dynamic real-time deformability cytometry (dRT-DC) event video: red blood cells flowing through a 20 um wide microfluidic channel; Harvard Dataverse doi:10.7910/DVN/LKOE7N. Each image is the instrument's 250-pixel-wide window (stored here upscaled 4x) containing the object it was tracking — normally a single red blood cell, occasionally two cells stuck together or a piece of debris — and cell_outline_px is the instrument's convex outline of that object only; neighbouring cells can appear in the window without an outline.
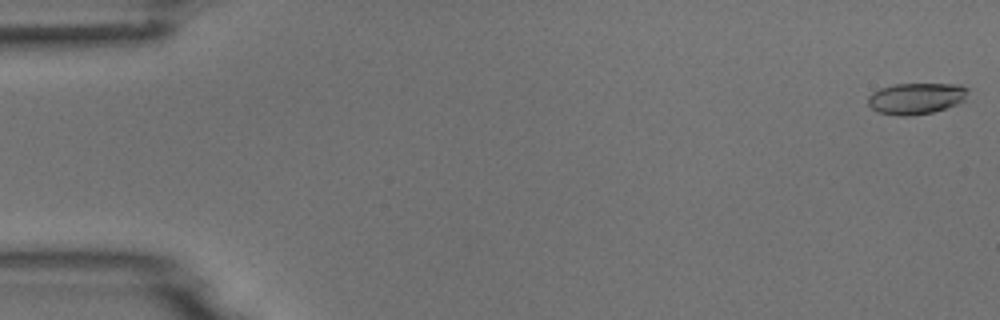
{"species": "common noctule bat (a hibernating species)", "species_latin": "Nyctalus noctula", "temperature_condition": "room temperature", "stored_images_in_passage": 5, "camera_frame_rate_fps": 3000, "um_per_image_px": 0.085, "animal": {"sex": "male", "body_mass_g": 18.8}, "frame": {"image": 1, "passage_image": 1, "time_ms": 0.0, "image_size_px": [1000, 320], "cell_outline_px": [[968, 92], [964, 100], [956, 104], [932, 112], [912, 116], [900, 116], [876, 112], [868, 104], [868, 96], [872, 92], [880, 88], [892, 84], [960, 84], [968, 88]], "centroid_in_image_um": [77.84, 8.36], "position_along_channel_um": 7.2, "area_um2": 18.32}}
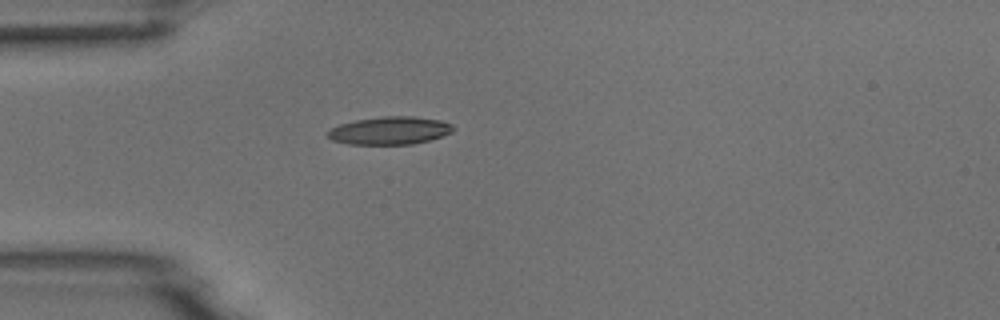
{"frame": {"image": 2, "passage_image": 5, "time_ms": 4.667, "image_size_px": [1000, 320], "cell_outline_px": [[456, 128], [452, 132], [428, 140], [412, 144], [348, 144], [332, 140], [328, 136], [328, 132], [332, 128], [340, 124], [356, 120], [384, 116], [412, 116], [440, 120], [452, 124]], "centroid_in_image_um": [33.15, 11.09], "position_along_channel_um": 51.9, "area_um2": 20.17}}